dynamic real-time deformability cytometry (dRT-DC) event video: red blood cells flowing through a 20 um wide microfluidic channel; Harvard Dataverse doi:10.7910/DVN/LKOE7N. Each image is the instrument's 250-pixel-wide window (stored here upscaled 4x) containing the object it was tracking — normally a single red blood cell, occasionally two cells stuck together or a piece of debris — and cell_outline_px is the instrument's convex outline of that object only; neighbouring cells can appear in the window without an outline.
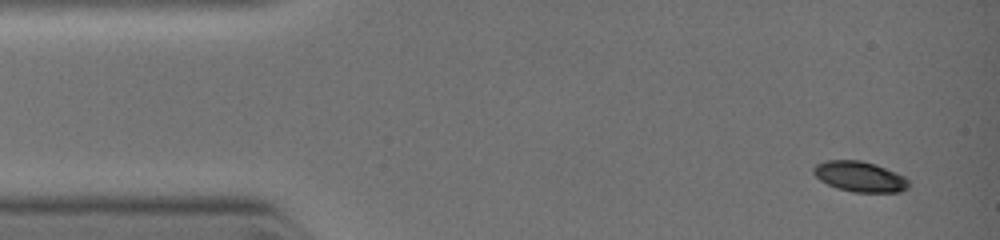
{"species": "common noctule bat (a hibernating species)", "species_latin": "Nyctalus noctula", "temperature_condition": "warm", "stored_images_in_passage": 6, "camera_frame_rate_fps": 3000, "um_per_image_px": 0.085, "animal": {"sex": "female", "body_mass_g": 19.0, "forearm_length_mm": 51.5}, "frame": {"image": 1, "passage_image": 1, "time_ms": 0.0, "image_size_px": [1000, 240], "cell_outline_px": [[908, 188], [900, 192], [852, 192], [836, 188], [820, 180], [812, 172], [812, 168], [816, 164], [828, 160], [860, 160], [876, 164], [896, 172], [904, 176], [908, 180]], "centroid_in_image_um": [73.07, 15.01], "position_along_channel_um": 11.9, "area_um2": 16.94}}